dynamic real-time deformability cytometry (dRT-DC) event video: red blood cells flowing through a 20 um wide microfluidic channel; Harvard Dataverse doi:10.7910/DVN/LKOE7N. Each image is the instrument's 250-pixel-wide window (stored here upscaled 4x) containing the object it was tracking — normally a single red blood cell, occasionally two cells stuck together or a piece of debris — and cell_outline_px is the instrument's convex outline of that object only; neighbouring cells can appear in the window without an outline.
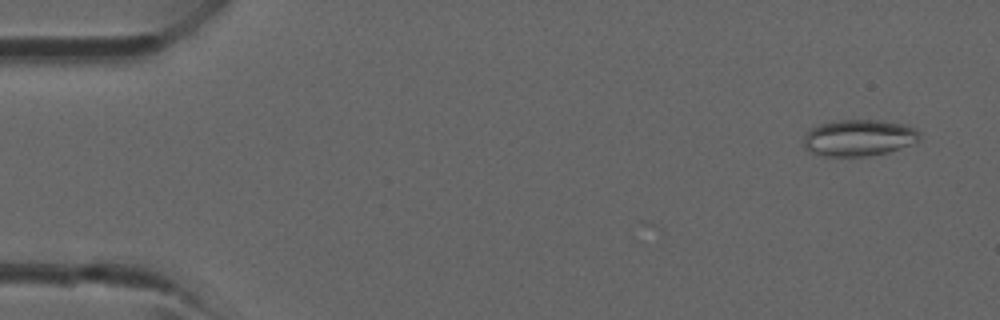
{"species": "common noctule bat (a hibernating species)", "species_latin": "Nyctalus noctula", "temperature_condition": "room temperature", "stored_images_in_passage": 8, "camera_frame_rate_fps": 3000, "um_per_image_px": 0.085, "animal": {"sex": "male", "forearm_length_mm": 52.5}, "frame": {"image": 1, "passage_image": 3, "time_ms": 0.667, "image_size_px": [1000, 320], "cell_outline_px": [[920, 136], [916, 140], [900, 148], [888, 152], [868, 156], [824, 156], [808, 152], [804, 148], [804, 136], [808, 128], [820, 124], [840, 120], [884, 120], [904, 124], [916, 128], [920, 132]], "centroid_in_image_um": [72.95, 11.71], "position_along_channel_um": 12.0, "area_um2": 24.8}}